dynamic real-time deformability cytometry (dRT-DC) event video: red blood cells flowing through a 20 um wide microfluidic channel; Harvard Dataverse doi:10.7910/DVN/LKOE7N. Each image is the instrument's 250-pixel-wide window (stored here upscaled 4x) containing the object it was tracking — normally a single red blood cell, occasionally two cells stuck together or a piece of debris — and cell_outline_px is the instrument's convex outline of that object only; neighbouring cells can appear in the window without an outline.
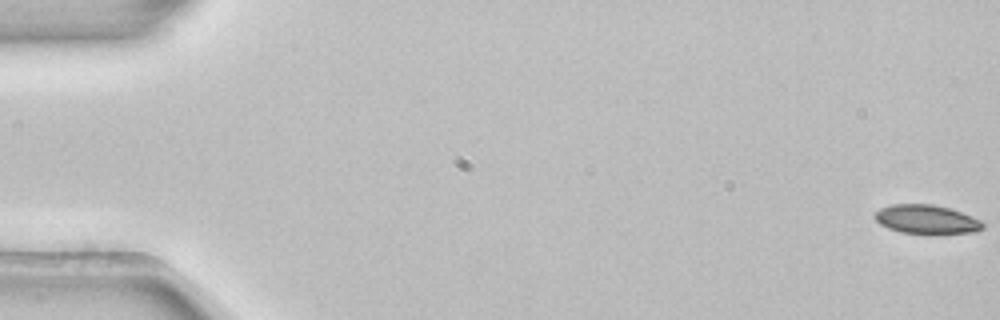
{"species": "common noctule bat (a hibernating species)", "species_latin": "Nyctalus noctula", "temperature_condition": "room temperature", "stored_images_in_passage": 54, "camera_frame_rate_fps": 3000, "um_per_image_px": 0.085, "animal": {"sex": "female", "body_mass_g": 22.7, "forearm_length_mm": 54.2}, "frame": {"image": 1, "passage_image": 1, "time_ms": 0.0, "image_size_px": [1000, 320], "cell_outline_px": [[984, 228], [976, 232], [900, 232], [888, 228], [880, 224], [872, 216], [880, 208], [892, 204], [932, 204], [948, 208], [960, 212], [980, 220], [984, 224]], "centroid_in_image_um": [78.71, 18.62], "position_along_channel_um": 6.3, "area_um2": 17.69}}
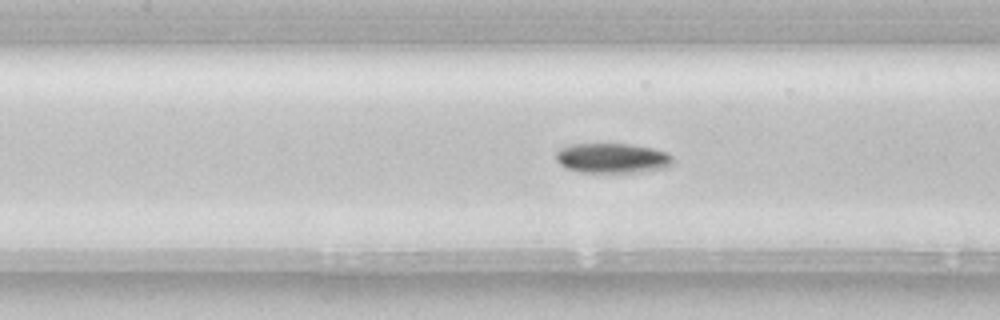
{"frame": {"image": 2, "passage_image": 25, "time_ms": 8.0, "image_size_px": [1000, 320], "cell_outline_px": [[672, 164], [668, 168], [644, 172], [580, 172], [568, 168], [560, 164], [556, 160], [556, 152], [560, 148], [572, 144], [632, 144], [652, 148], [668, 152], [672, 156]], "centroid_in_image_um": [52.09, 13.44], "position_along_channel_um": 155.3, "area_um2": 20.52}}
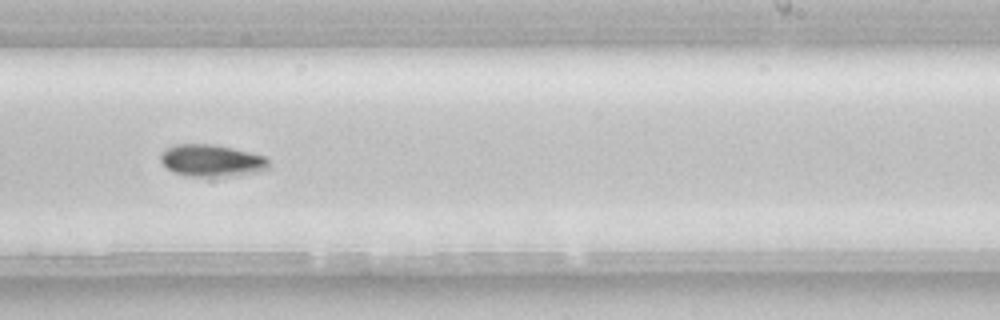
{"frame": {"image": 3, "passage_image": 34, "time_ms": 11.0, "image_size_px": [1000, 320], "cell_outline_px": [[268, 168], [256, 172], [216, 176], [188, 176], [172, 172], [160, 160], [160, 156], [164, 148], [176, 144], [216, 144], [264, 156], [268, 160]], "centroid_in_image_um": [17.92, 13.63], "position_along_channel_um": 271.1, "area_um2": 19.88}, "authors_computed_cell_mechanics": {"area_um2": 19.2763, "velocity_mm_per_s": 3.8799, "shape_relaxation_time_tau1_ms": 7.0873, "shape_relaxation_time_tau2_ms": null, "deformation_change_tau1": 0.1305, "deformation_change_tau2": null}}